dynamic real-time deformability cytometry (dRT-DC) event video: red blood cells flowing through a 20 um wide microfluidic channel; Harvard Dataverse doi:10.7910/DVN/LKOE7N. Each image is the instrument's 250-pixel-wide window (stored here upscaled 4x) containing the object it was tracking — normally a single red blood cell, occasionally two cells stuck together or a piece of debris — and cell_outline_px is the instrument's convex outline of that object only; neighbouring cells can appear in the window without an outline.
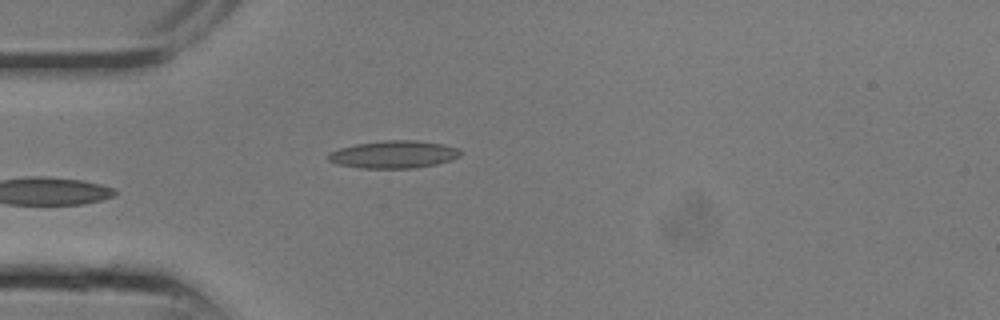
{"species": "common noctule bat (a hibernating species)", "species_latin": "Nyctalus noctula", "temperature_condition": "room temperature", "stored_images_in_passage": 7, "camera_frame_rate_fps": 3000, "um_per_image_px": 0.085, "animal": {"sex": "male", "body_mass_g": 13.3}, "frame": {"image": 1, "passage_image": 7, "time_ms": 2.0, "image_size_px": [1000, 320], "cell_outline_px": [[460, 156], [452, 160], [436, 164], [416, 168], [360, 168], [340, 164], [328, 160], [324, 156], [328, 152], [340, 148], [356, 144], [388, 140], [416, 140], [444, 144], [460, 148]], "centroid_in_image_um": [33.47, 13.12], "position_along_channel_um": 51.5, "area_um2": 21.33}}